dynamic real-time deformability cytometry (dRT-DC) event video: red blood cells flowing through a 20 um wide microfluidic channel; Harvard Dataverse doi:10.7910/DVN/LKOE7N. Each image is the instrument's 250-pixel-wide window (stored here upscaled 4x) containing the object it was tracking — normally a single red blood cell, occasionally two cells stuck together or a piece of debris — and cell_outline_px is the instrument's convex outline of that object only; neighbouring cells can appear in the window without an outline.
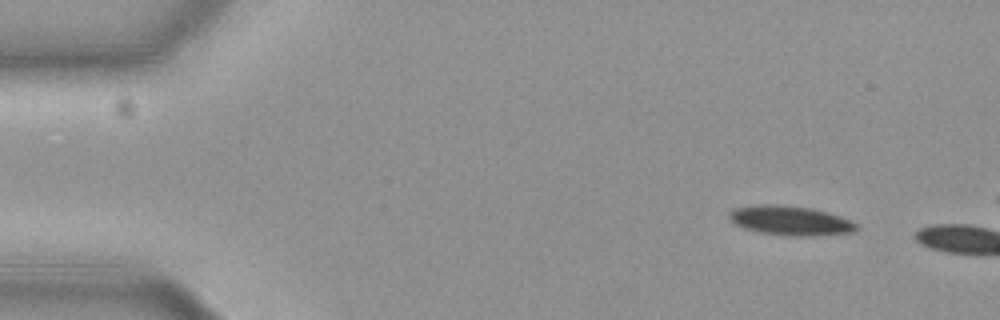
{"species": "common noctule bat (a hibernating species)", "species_latin": "Nyctalus noctula", "temperature_condition": "cold", "stored_images_in_passage": 3, "camera_frame_rate_fps": 3000, "um_per_image_px": 0.085, "animal": {"sex": "female", "body_mass_g": 19.3, "forearm_length_mm": 54.1}, "frame": {"image": 1, "passage_image": 1, "time_ms": 0.0, "image_size_px": [1000, 320], "cell_outline_px": [[860, 228], [856, 232], [808, 236], [796, 236], [760, 232], [744, 228], [736, 224], [728, 216], [728, 212], [736, 208], [752, 204], [776, 204], [812, 208], [828, 212], [852, 220]], "centroid_in_image_um": [67.21, 18.73], "position_along_channel_um": 17.8, "area_um2": 21.91}}